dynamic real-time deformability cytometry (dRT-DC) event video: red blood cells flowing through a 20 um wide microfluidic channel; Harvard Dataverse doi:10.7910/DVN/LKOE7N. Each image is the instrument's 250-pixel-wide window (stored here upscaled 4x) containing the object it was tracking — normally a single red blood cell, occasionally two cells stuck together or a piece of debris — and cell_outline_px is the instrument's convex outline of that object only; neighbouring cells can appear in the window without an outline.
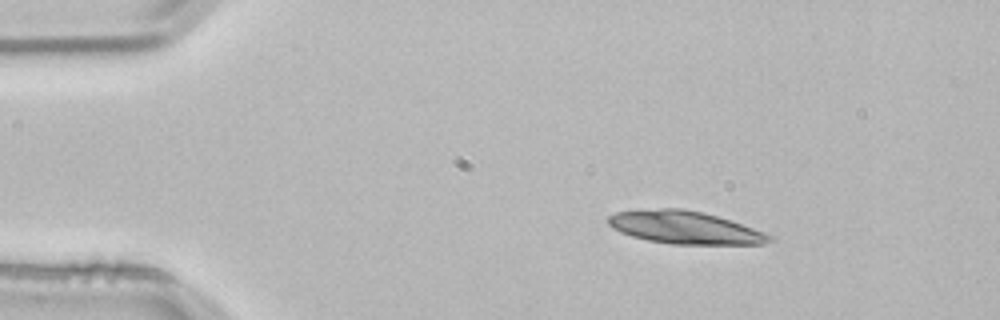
{"species": "common noctule bat (a hibernating species)", "species_latin": "Nyctalus noctula", "temperature_condition": "room temperature", "stored_images_in_passage": 45, "camera_frame_rate_fps": 3000, "um_per_image_px": 0.085, "animal": {"sex": "male", "body_mass_g": 21.5, "forearm_length_mm": 52.0}, "frame": {"image": 1, "passage_image": 1, "time_ms": 0.0, "image_size_px": [1000, 320], "cell_outline_px": [[776, 240], [764, 244], [672, 244], [648, 240], [632, 236], [620, 232], [612, 228], [608, 224], [608, 216], [616, 212], [660, 208], [684, 208], [704, 212], [776, 236]], "centroid_in_image_um": [58.23, 19.34], "position_along_channel_um": 26.8, "area_um2": 30.69}, "authors_computed_cell_mechanics": {"area_um2": 18.9006, "velocity_mm_per_s": 3.8065, "shape_relaxation_time_tau1_ms": 0.3471, "shape_relaxation_time_tau2_ms": null, "deformation_change_tau1": 0.2403, "deformation_change_tau2": null}}